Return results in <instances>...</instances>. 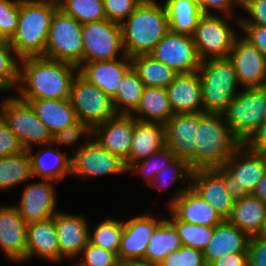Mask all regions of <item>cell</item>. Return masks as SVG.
Instances as JSON below:
<instances>
[{
	"label": "cell",
	"instance_id": "obj_33",
	"mask_svg": "<svg viewBox=\"0 0 266 266\" xmlns=\"http://www.w3.org/2000/svg\"><path fill=\"white\" fill-rule=\"evenodd\" d=\"M163 4L167 12L169 31L192 36L203 15L200 7L188 0H166Z\"/></svg>",
	"mask_w": 266,
	"mask_h": 266
},
{
	"label": "cell",
	"instance_id": "obj_19",
	"mask_svg": "<svg viewBox=\"0 0 266 266\" xmlns=\"http://www.w3.org/2000/svg\"><path fill=\"white\" fill-rule=\"evenodd\" d=\"M53 183L41 179V182H32L24 187L20 203L15 206L27 224L48 220L58 212Z\"/></svg>",
	"mask_w": 266,
	"mask_h": 266
},
{
	"label": "cell",
	"instance_id": "obj_26",
	"mask_svg": "<svg viewBox=\"0 0 266 266\" xmlns=\"http://www.w3.org/2000/svg\"><path fill=\"white\" fill-rule=\"evenodd\" d=\"M250 237L238 227L224 220L214 227L213 238L203 250L207 265L232 253H248Z\"/></svg>",
	"mask_w": 266,
	"mask_h": 266
},
{
	"label": "cell",
	"instance_id": "obj_27",
	"mask_svg": "<svg viewBox=\"0 0 266 266\" xmlns=\"http://www.w3.org/2000/svg\"><path fill=\"white\" fill-rule=\"evenodd\" d=\"M46 261H60V250L54 218L27 224V261L33 256Z\"/></svg>",
	"mask_w": 266,
	"mask_h": 266
},
{
	"label": "cell",
	"instance_id": "obj_30",
	"mask_svg": "<svg viewBox=\"0 0 266 266\" xmlns=\"http://www.w3.org/2000/svg\"><path fill=\"white\" fill-rule=\"evenodd\" d=\"M28 102L52 135L78 121L69 98L20 99Z\"/></svg>",
	"mask_w": 266,
	"mask_h": 266
},
{
	"label": "cell",
	"instance_id": "obj_58",
	"mask_svg": "<svg viewBox=\"0 0 266 266\" xmlns=\"http://www.w3.org/2000/svg\"><path fill=\"white\" fill-rule=\"evenodd\" d=\"M259 236H261L262 238L266 239V222H265L264 228H263V230H262V232H261V234Z\"/></svg>",
	"mask_w": 266,
	"mask_h": 266
},
{
	"label": "cell",
	"instance_id": "obj_2",
	"mask_svg": "<svg viewBox=\"0 0 266 266\" xmlns=\"http://www.w3.org/2000/svg\"><path fill=\"white\" fill-rule=\"evenodd\" d=\"M120 26L123 48L130 58L149 54L169 31L165 6L156 0L142 2Z\"/></svg>",
	"mask_w": 266,
	"mask_h": 266
},
{
	"label": "cell",
	"instance_id": "obj_49",
	"mask_svg": "<svg viewBox=\"0 0 266 266\" xmlns=\"http://www.w3.org/2000/svg\"><path fill=\"white\" fill-rule=\"evenodd\" d=\"M246 10L248 17L236 20L239 24H253L266 26V0H241V6Z\"/></svg>",
	"mask_w": 266,
	"mask_h": 266
},
{
	"label": "cell",
	"instance_id": "obj_48",
	"mask_svg": "<svg viewBox=\"0 0 266 266\" xmlns=\"http://www.w3.org/2000/svg\"><path fill=\"white\" fill-rule=\"evenodd\" d=\"M82 136L92 138L93 129L88 124L78 120L74 124L65 127L63 130L53 135V144H56V146H58V144H65L68 146L75 145L74 143H78Z\"/></svg>",
	"mask_w": 266,
	"mask_h": 266
},
{
	"label": "cell",
	"instance_id": "obj_16",
	"mask_svg": "<svg viewBox=\"0 0 266 266\" xmlns=\"http://www.w3.org/2000/svg\"><path fill=\"white\" fill-rule=\"evenodd\" d=\"M228 58L242 88L266 86V57L244 36H236Z\"/></svg>",
	"mask_w": 266,
	"mask_h": 266
},
{
	"label": "cell",
	"instance_id": "obj_54",
	"mask_svg": "<svg viewBox=\"0 0 266 266\" xmlns=\"http://www.w3.org/2000/svg\"><path fill=\"white\" fill-rule=\"evenodd\" d=\"M250 151L262 153L266 151V119L243 143Z\"/></svg>",
	"mask_w": 266,
	"mask_h": 266
},
{
	"label": "cell",
	"instance_id": "obj_53",
	"mask_svg": "<svg viewBox=\"0 0 266 266\" xmlns=\"http://www.w3.org/2000/svg\"><path fill=\"white\" fill-rule=\"evenodd\" d=\"M235 5L241 6V0H202L200 9L203 14H215L210 11V9H214L215 11L219 10L222 15L234 18L232 6Z\"/></svg>",
	"mask_w": 266,
	"mask_h": 266
},
{
	"label": "cell",
	"instance_id": "obj_14",
	"mask_svg": "<svg viewBox=\"0 0 266 266\" xmlns=\"http://www.w3.org/2000/svg\"><path fill=\"white\" fill-rule=\"evenodd\" d=\"M149 55L178 74L196 72L202 62L192 36L171 31L167 32Z\"/></svg>",
	"mask_w": 266,
	"mask_h": 266
},
{
	"label": "cell",
	"instance_id": "obj_35",
	"mask_svg": "<svg viewBox=\"0 0 266 266\" xmlns=\"http://www.w3.org/2000/svg\"><path fill=\"white\" fill-rule=\"evenodd\" d=\"M144 83L133 67L124 75L112 99L117 114L131 115L139 105L144 92Z\"/></svg>",
	"mask_w": 266,
	"mask_h": 266
},
{
	"label": "cell",
	"instance_id": "obj_61",
	"mask_svg": "<svg viewBox=\"0 0 266 266\" xmlns=\"http://www.w3.org/2000/svg\"><path fill=\"white\" fill-rule=\"evenodd\" d=\"M263 156H264V160H265V164H266V151L262 152Z\"/></svg>",
	"mask_w": 266,
	"mask_h": 266
},
{
	"label": "cell",
	"instance_id": "obj_21",
	"mask_svg": "<svg viewBox=\"0 0 266 266\" xmlns=\"http://www.w3.org/2000/svg\"><path fill=\"white\" fill-rule=\"evenodd\" d=\"M134 134V117L132 115L117 114L113 118L93 128L94 140L110 153L120 157L127 166Z\"/></svg>",
	"mask_w": 266,
	"mask_h": 266
},
{
	"label": "cell",
	"instance_id": "obj_13",
	"mask_svg": "<svg viewBox=\"0 0 266 266\" xmlns=\"http://www.w3.org/2000/svg\"><path fill=\"white\" fill-rule=\"evenodd\" d=\"M72 150L71 174L82 179L126 174L127 166L120 157L101 147L94 138Z\"/></svg>",
	"mask_w": 266,
	"mask_h": 266
},
{
	"label": "cell",
	"instance_id": "obj_51",
	"mask_svg": "<svg viewBox=\"0 0 266 266\" xmlns=\"http://www.w3.org/2000/svg\"><path fill=\"white\" fill-rule=\"evenodd\" d=\"M248 266H266V239L261 236L250 237Z\"/></svg>",
	"mask_w": 266,
	"mask_h": 266
},
{
	"label": "cell",
	"instance_id": "obj_12",
	"mask_svg": "<svg viewBox=\"0 0 266 266\" xmlns=\"http://www.w3.org/2000/svg\"><path fill=\"white\" fill-rule=\"evenodd\" d=\"M82 36L83 62L114 60L126 55L121 26L116 22L104 19L85 23L82 26Z\"/></svg>",
	"mask_w": 266,
	"mask_h": 266
},
{
	"label": "cell",
	"instance_id": "obj_34",
	"mask_svg": "<svg viewBox=\"0 0 266 266\" xmlns=\"http://www.w3.org/2000/svg\"><path fill=\"white\" fill-rule=\"evenodd\" d=\"M131 62L145 87L166 88L178 75L171 67L154 59L149 54L136 55L131 58Z\"/></svg>",
	"mask_w": 266,
	"mask_h": 266
},
{
	"label": "cell",
	"instance_id": "obj_1",
	"mask_svg": "<svg viewBox=\"0 0 266 266\" xmlns=\"http://www.w3.org/2000/svg\"><path fill=\"white\" fill-rule=\"evenodd\" d=\"M77 66L42 56L20 60L19 99H65L70 97Z\"/></svg>",
	"mask_w": 266,
	"mask_h": 266
},
{
	"label": "cell",
	"instance_id": "obj_50",
	"mask_svg": "<svg viewBox=\"0 0 266 266\" xmlns=\"http://www.w3.org/2000/svg\"><path fill=\"white\" fill-rule=\"evenodd\" d=\"M25 149L17 136L8 128L5 120L0 115V158L20 154Z\"/></svg>",
	"mask_w": 266,
	"mask_h": 266
},
{
	"label": "cell",
	"instance_id": "obj_25",
	"mask_svg": "<svg viewBox=\"0 0 266 266\" xmlns=\"http://www.w3.org/2000/svg\"><path fill=\"white\" fill-rule=\"evenodd\" d=\"M174 114L204 112L198 72L178 74L166 87Z\"/></svg>",
	"mask_w": 266,
	"mask_h": 266
},
{
	"label": "cell",
	"instance_id": "obj_52",
	"mask_svg": "<svg viewBox=\"0 0 266 266\" xmlns=\"http://www.w3.org/2000/svg\"><path fill=\"white\" fill-rule=\"evenodd\" d=\"M244 37L249 40L266 57V26L239 24Z\"/></svg>",
	"mask_w": 266,
	"mask_h": 266
},
{
	"label": "cell",
	"instance_id": "obj_22",
	"mask_svg": "<svg viewBox=\"0 0 266 266\" xmlns=\"http://www.w3.org/2000/svg\"><path fill=\"white\" fill-rule=\"evenodd\" d=\"M190 187L226 220L234 206L222 176L214 169L192 170Z\"/></svg>",
	"mask_w": 266,
	"mask_h": 266
},
{
	"label": "cell",
	"instance_id": "obj_42",
	"mask_svg": "<svg viewBox=\"0 0 266 266\" xmlns=\"http://www.w3.org/2000/svg\"><path fill=\"white\" fill-rule=\"evenodd\" d=\"M175 159V154L170 148L165 146L160 151L150 154L148 157L143 158L140 161L132 163L127 168V172L142 175L143 179L146 180L147 185H149L154 180L157 173L172 163Z\"/></svg>",
	"mask_w": 266,
	"mask_h": 266
},
{
	"label": "cell",
	"instance_id": "obj_56",
	"mask_svg": "<svg viewBox=\"0 0 266 266\" xmlns=\"http://www.w3.org/2000/svg\"><path fill=\"white\" fill-rule=\"evenodd\" d=\"M252 195L261 200L264 204H266V174L264 177L257 183L255 190Z\"/></svg>",
	"mask_w": 266,
	"mask_h": 266
},
{
	"label": "cell",
	"instance_id": "obj_55",
	"mask_svg": "<svg viewBox=\"0 0 266 266\" xmlns=\"http://www.w3.org/2000/svg\"><path fill=\"white\" fill-rule=\"evenodd\" d=\"M210 266H248V253H232L213 261Z\"/></svg>",
	"mask_w": 266,
	"mask_h": 266
},
{
	"label": "cell",
	"instance_id": "obj_8",
	"mask_svg": "<svg viewBox=\"0 0 266 266\" xmlns=\"http://www.w3.org/2000/svg\"><path fill=\"white\" fill-rule=\"evenodd\" d=\"M83 24L57 8L53 14L42 57L71 63H83Z\"/></svg>",
	"mask_w": 266,
	"mask_h": 266
},
{
	"label": "cell",
	"instance_id": "obj_7",
	"mask_svg": "<svg viewBox=\"0 0 266 266\" xmlns=\"http://www.w3.org/2000/svg\"><path fill=\"white\" fill-rule=\"evenodd\" d=\"M238 91L222 114L232 133L243 144L266 119V86Z\"/></svg>",
	"mask_w": 266,
	"mask_h": 266
},
{
	"label": "cell",
	"instance_id": "obj_6",
	"mask_svg": "<svg viewBox=\"0 0 266 266\" xmlns=\"http://www.w3.org/2000/svg\"><path fill=\"white\" fill-rule=\"evenodd\" d=\"M214 169L222 176L234 200L252 194L257 183L266 174L263 154L250 151L243 144L231 155L224 166Z\"/></svg>",
	"mask_w": 266,
	"mask_h": 266
},
{
	"label": "cell",
	"instance_id": "obj_4",
	"mask_svg": "<svg viewBox=\"0 0 266 266\" xmlns=\"http://www.w3.org/2000/svg\"><path fill=\"white\" fill-rule=\"evenodd\" d=\"M195 150V169L224 166L242 145L232 133L223 114L200 112Z\"/></svg>",
	"mask_w": 266,
	"mask_h": 266
},
{
	"label": "cell",
	"instance_id": "obj_46",
	"mask_svg": "<svg viewBox=\"0 0 266 266\" xmlns=\"http://www.w3.org/2000/svg\"><path fill=\"white\" fill-rule=\"evenodd\" d=\"M83 254V255H82ZM78 263L81 266H118V256L114 252L95 246L90 242L83 248Z\"/></svg>",
	"mask_w": 266,
	"mask_h": 266
},
{
	"label": "cell",
	"instance_id": "obj_5",
	"mask_svg": "<svg viewBox=\"0 0 266 266\" xmlns=\"http://www.w3.org/2000/svg\"><path fill=\"white\" fill-rule=\"evenodd\" d=\"M205 113L222 114L238 94L239 82L229 58L209 59L198 69Z\"/></svg>",
	"mask_w": 266,
	"mask_h": 266
},
{
	"label": "cell",
	"instance_id": "obj_37",
	"mask_svg": "<svg viewBox=\"0 0 266 266\" xmlns=\"http://www.w3.org/2000/svg\"><path fill=\"white\" fill-rule=\"evenodd\" d=\"M31 178V163L26 150L20 154L0 158V190H8Z\"/></svg>",
	"mask_w": 266,
	"mask_h": 266
},
{
	"label": "cell",
	"instance_id": "obj_10",
	"mask_svg": "<svg viewBox=\"0 0 266 266\" xmlns=\"http://www.w3.org/2000/svg\"><path fill=\"white\" fill-rule=\"evenodd\" d=\"M226 18L230 16L203 14L200 17L192 39L201 61L229 57L237 33Z\"/></svg>",
	"mask_w": 266,
	"mask_h": 266
},
{
	"label": "cell",
	"instance_id": "obj_44",
	"mask_svg": "<svg viewBox=\"0 0 266 266\" xmlns=\"http://www.w3.org/2000/svg\"><path fill=\"white\" fill-rule=\"evenodd\" d=\"M19 0H0V39L10 41L17 30Z\"/></svg>",
	"mask_w": 266,
	"mask_h": 266
},
{
	"label": "cell",
	"instance_id": "obj_17",
	"mask_svg": "<svg viewBox=\"0 0 266 266\" xmlns=\"http://www.w3.org/2000/svg\"><path fill=\"white\" fill-rule=\"evenodd\" d=\"M175 197L168 201L170 212L178 219L187 223L215 227L224 219L191 187L190 181L184 188L174 192Z\"/></svg>",
	"mask_w": 266,
	"mask_h": 266
},
{
	"label": "cell",
	"instance_id": "obj_59",
	"mask_svg": "<svg viewBox=\"0 0 266 266\" xmlns=\"http://www.w3.org/2000/svg\"><path fill=\"white\" fill-rule=\"evenodd\" d=\"M37 1H46V2H51V3H55V4L59 5V3H60L62 0H37Z\"/></svg>",
	"mask_w": 266,
	"mask_h": 266
},
{
	"label": "cell",
	"instance_id": "obj_31",
	"mask_svg": "<svg viewBox=\"0 0 266 266\" xmlns=\"http://www.w3.org/2000/svg\"><path fill=\"white\" fill-rule=\"evenodd\" d=\"M249 237L259 236L266 222V204L249 194L235 200L230 215L226 219Z\"/></svg>",
	"mask_w": 266,
	"mask_h": 266
},
{
	"label": "cell",
	"instance_id": "obj_57",
	"mask_svg": "<svg viewBox=\"0 0 266 266\" xmlns=\"http://www.w3.org/2000/svg\"><path fill=\"white\" fill-rule=\"evenodd\" d=\"M118 266H158V264L144 259H135V260H121L118 262Z\"/></svg>",
	"mask_w": 266,
	"mask_h": 266
},
{
	"label": "cell",
	"instance_id": "obj_60",
	"mask_svg": "<svg viewBox=\"0 0 266 266\" xmlns=\"http://www.w3.org/2000/svg\"><path fill=\"white\" fill-rule=\"evenodd\" d=\"M188 1H191V2H193L194 4H196V5H198L200 7L202 0H188Z\"/></svg>",
	"mask_w": 266,
	"mask_h": 266
},
{
	"label": "cell",
	"instance_id": "obj_28",
	"mask_svg": "<svg viewBox=\"0 0 266 266\" xmlns=\"http://www.w3.org/2000/svg\"><path fill=\"white\" fill-rule=\"evenodd\" d=\"M50 145L36 153H33L32 148L26 151L30 158L32 176L58 183L71 174L72 158L67 157L66 152L62 153L58 149L51 148Z\"/></svg>",
	"mask_w": 266,
	"mask_h": 266
},
{
	"label": "cell",
	"instance_id": "obj_39",
	"mask_svg": "<svg viewBox=\"0 0 266 266\" xmlns=\"http://www.w3.org/2000/svg\"><path fill=\"white\" fill-rule=\"evenodd\" d=\"M93 230L94 232L91 229L89 231V242L118 255L123 221L107 218L101 223L95 224Z\"/></svg>",
	"mask_w": 266,
	"mask_h": 266
},
{
	"label": "cell",
	"instance_id": "obj_36",
	"mask_svg": "<svg viewBox=\"0 0 266 266\" xmlns=\"http://www.w3.org/2000/svg\"><path fill=\"white\" fill-rule=\"evenodd\" d=\"M181 246L176 228L166 219L152 235L145 252V260L159 264Z\"/></svg>",
	"mask_w": 266,
	"mask_h": 266
},
{
	"label": "cell",
	"instance_id": "obj_15",
	"mask_svg": "<svg viewBox=\"0 0 266 266\" xmlns=\"http://www.w3.org/2000/svg\"><path fill=\"white\" fill-rule=\"evenodd\" d=\"M200 112L173 114L164 124L165 144L175 157L185 160L195 170V150Z\"/></svg>",
	"mask_w": 266,
	"mask_h": 266
},
{
	"label": "cell",
	"instance_id": "obj_3",
	"mask_svg": "<svg viewBox=\"0 0 266 266\" xmlns=\"http://www.w3.org/2000/svg\"><path fill=\"white\" fill-rule=\"evenodd\" d=\"M58 5L46 1L19 0L17 30L10 45L18 57H37L45 53L51 21Z\"/></svg>",
	"mask_w": 266,
	"mask_h": 266
},
{
	"label": "cell",
	"instance_id": "obj_23",
	"mask_svg": "<svg viewBox=\"0 0 266 266\" xmlns=\"http://www.w3.org/2000/svg\"><path fill=\"white\" fill-rule=\"evenodd\" d=\"M54 223L58 237L60 261L63 258L81 256L83 248L89 243L90 225L83 215L57 212Z\"/></svg>",
	"mask_w": 266,
	"mask_h": 266
},
{
	"label": "cell",
	"instance_id": "obj_43",
	"mask_svg": "<svg viewBox=\"0 0 266 266\" xmlns=\"http://www.w3.org/2000/svg\"><path fill=\"white\" fill-rule=\"evenodd\" d=\"M191 173L192 169L189 164L185 160L176 158L172 163L157 173L154 180L148 186H153V188H157V190L162 189L163 192H168L167 188L172 186L174 182L176 183L177 179L182 180L187 177L189 179H187V181H190Z\"/></svg>",
	"mask_w": 266,
	"mask_h": 266
},
{
	"label": "cell",
	"instance_id": "obj_41",
	"mask_svg": "<svg viewBox=\"0 0 266 266\" xmlns=\"http://www.w3.org/2000/svg\"><path fill=\"white\" fill-rule=\"evenodd\" d=\"M58 8L81 24L106 19L103 0H62Z\"/></svg>",
	"mask_w": 266,
	"mask_h": 266
},
{
	"label": "cell",
	"instance_id": "obj_9",
	"mask_svg": "<svg viewBox=\"0 0 266 266\" xmlns=\"http://www.w3.org/2000/svg\"><path fill=\"white\" fill-rule=\"evenodd\" d=\"M0 115L8 128L17 136L25 150L38 146L53 144V135L47 126L36 116L28 102L11 96L0 104Z\"/></svg>",
	"mask_w": 266,
	"mask_h": 266
},
{
	"label": "cell",
	"instance_id": "obj_24",
	"mask_svg": "<svg viewBox=\"0 0 266 266\" xmlns=\"http://www.w3.org/2000/svg\"><path fill=\"white\" fill-rule=\"evenodd\" d=\"M132 68L131 58L127 55L114 60L83 62L79 73L113 99L124 75Z\"/></svg>",
	"mask_w": 266,
	"mask_h": 266
},
{
	"label": "cell",
	"instance_id": "obj_45",
	"mask_svg": "<svg viewBox=\"0 0 266 266\" xmlns=\"http://www.w3.org/2000/svg\"><path fill=\"white\" fill-rule=\"evenodd\" d=\"M203 251L182 245L168 254L158 266H205Z\"/></svg>",
	"mask_w": 266,
	"mask_h": 266
},
{
	"label": "cell",
	"instance_id": "obj_18",
	"mask_svg": "<svg viewBox=\"0 0 266 266\" xmlns=\"http://www.w3.org/2000/svg\"><path fill=\"white\" fill-rule=\"evenodd\" d=\"M166 219H157L151 214H142L128 221H123L118 259L135 260L144 259L148 243L155 230Z\"/></svg>",
	"mask_w": 266,
	"mask_h": 266
},
{
	"label": "cell",
	"instance_id": "obj_62",
	"mask_svg": "<svg viewBox=\"0 0 266 266\" xmlns=\"http://www.w3.org/2000/svg\"><path fill=\"white\" fill-rule=\"evenodd\" d=\"M73 266H81V265L77 262Z\"/></svg>",
	"mask_w": 266,
	"mask_h": 266
},
{
	"label": "cell",
	"instance_id": "obj_38",
	"mask_svg": "<svg viewBox=\"0 0 266 266\" xmlns=\"http://www.w3.org/2000/svg\"><path fill=\"white\" fill-rule=\"evenodd\" d=\"M167 220L176 228L181 243L203 251L213 238L214 227L178 220L171 212Z\"/></svg>",
	"mask_w": 266,
	"mask_h": 266
},
{
	"label": "cell",
	"instance_id": "obj_47",
	"mask_svg": "<svg viewBox=\"0 0 266 266\" xmlns=\"http://www.w3.org/2000/svg\"><path fill=\"white\" fill-rule=\"evenodd\" d=\"M146 0H103L106 19L121 24Z\"/></svg>",
	"mask_w": 266,
	"mask_h": 266
},
{
	"label": "cell",
	"instance_id": "obj_32",
	"mask_svg": "<svg viewBox=\"0 0 266 266\" xmlns=\"http://www.w3.org/2000/svg\"><path fill=\"white\" fill-rule=\"evenodd\" d=\"M133 113L131 115L138 121L165 124L174 114L166 88L145 87L139 105Z\"/></svg>",
	"mask_w": 266,
	"mask_h": 266
},
{
	"label": "cell",
	"instance_id": "obj_11",
	"mask_svg": "<svg viewBox=\"0 0 266 266\" xmlns=\"http://www.w3.org/2000/svg\"><path fill=\"white\" fill-rule=\"evenodd\" d=\"M69 99L77 119L92 129L117 115L112 99L79 72L72 82Z\"/></svg>",
	"mask_w": 266,
	"mask_h": 266
},
{
	"label": "cell",
	"instance_id": "obj_20",
	"mask_svg": "<svg viewBox=\"0 0 266 266\" xmlns=\"http://www.w3.org/2000/svg\"><path fill=\"white\" fill-rule=\"evenodd\" d=\"M0 248L9 261H27V223L15 205L0 206Z\"/></svg>",
	"mask_w": 266,
	"mask_h": 266
},
{
	"label": "cell",
	"instance_id": "obj_40",
	"mask_svg": "<svg viewBox=\"0 0 266 266\" xmlns=\"http://www.w3.org/2000/svg\"><path fill=\"white\" fill-rule=\"evenodd\" d=\"M20 60L10 42L0 39V91L9 92L17 89Z\"/></svg>",
	"mask_w": 266,
	"mask_h": 266
},
{
	"label": "cell",
	"instance_id": "obj_29",
	"mask_svg": "<svg viewBox=\"0 0 266 266\" xmlns=\"http://www.w3.org/2000/svg\"><path fill=\"white\" fill-rule=\"evenodd\" d=\"M166 146L165 127L162 123L143 122L134 118V134L131 142L127 168L134 162L154 154Z\"/></svg>",
	"mask_w": 266,
	"mask_h": 266
}]
</instances>
